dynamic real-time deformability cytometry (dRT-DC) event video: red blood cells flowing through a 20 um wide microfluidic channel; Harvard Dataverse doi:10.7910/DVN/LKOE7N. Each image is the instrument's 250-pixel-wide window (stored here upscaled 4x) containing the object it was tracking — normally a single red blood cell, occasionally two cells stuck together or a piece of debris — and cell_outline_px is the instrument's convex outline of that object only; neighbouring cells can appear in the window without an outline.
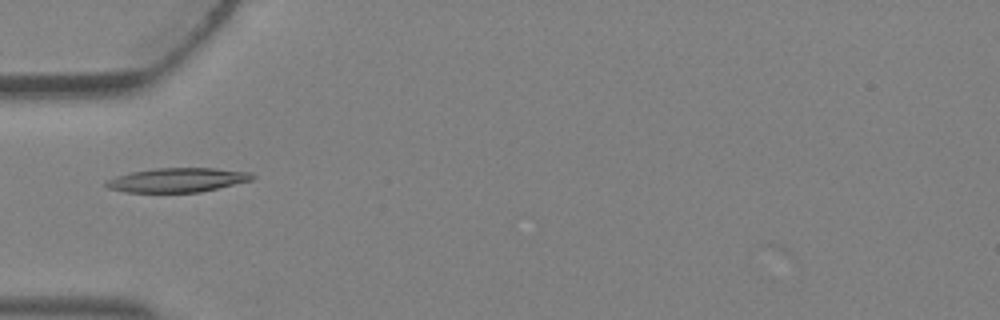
{"species": "Egyptian fruit bat (a non-hibernating species)", "species_latin": "Rousettus aegyptiacus", "temperature_condition": "warm", "stored_images_in_passage": 5, "camera_frame_rate_fps": 3000, "um_per_image_px": 0.085, "animal": {"sex": "female"}, "frame": {"image": 1, "passage_image": 4, "time_ms": 1.0, "image_size_px": [1000, 320], "cell_outline_px": [[256, 176], [252, 180], [200, 192], [124, 192], [108, 188], [104, 184], [108, 180], [116, 176], [132, 172], [156, 168], [216, 168], [252, 172]], "centroid_in_image_um": [15.11, 15.3], "position_along_channel_um": 69.9, "area_um2": 20.58}}
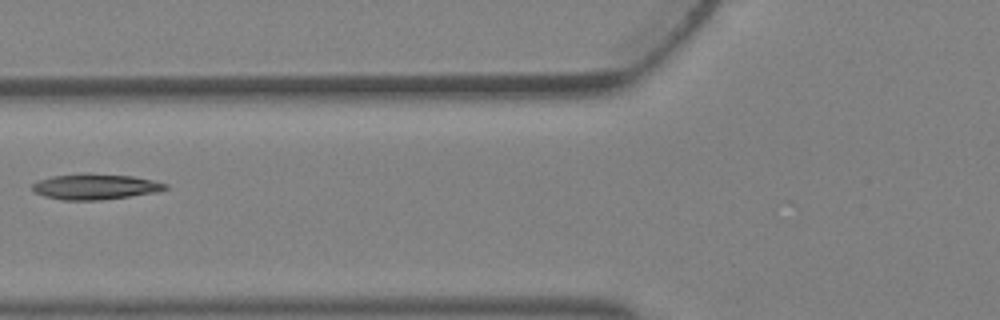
{"frame": {"image": 2, "passage_image": 5, "time_ms": 1.333, "image_size_px": [1000, 320], "cell_outline_px": [[168, 188], [156, 192], [100, 200], [60, 200], [44, 196], [36, 192], [32, 188], [32, 184], [36, 180], [52, 176], [84, 172], [132, 176], [152, 180], [168, 184]], "centroid_in_image_um": [8.05, 15.85], "position_along_channel_um": 117.7, "area_um2": 20.0}}